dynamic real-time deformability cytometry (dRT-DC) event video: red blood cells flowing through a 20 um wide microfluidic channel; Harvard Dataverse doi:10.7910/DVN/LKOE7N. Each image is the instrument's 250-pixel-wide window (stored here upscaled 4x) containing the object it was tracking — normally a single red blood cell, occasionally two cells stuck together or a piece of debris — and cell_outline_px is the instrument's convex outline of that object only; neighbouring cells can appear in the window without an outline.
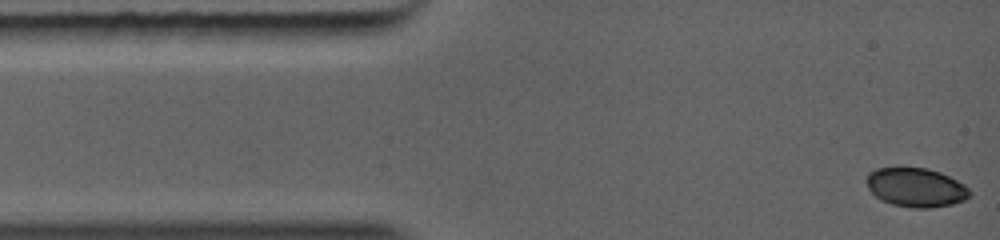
{"species": "common noctule bat (a hibernating species)", "species_latin": "Nyctalus noctula", "temperature_condition": "warm", "stored_images_in_passage": 26, "camera_frame_rate_fps": 5000, "um_per_image_px": 0.085, "animal": {"sex": "female", "body_mass_g": 19.0, "forearm_length_mm": 56.7}, "frame": {"image": 1, "passage_image": 1, "time_ms": 0.0, "image_size_px": [1000, 240], "cell_outline_px": [[972, 192], [964, 200], [952, 204], [928, 208], [912, 208], [892, 204], [880, 200], [868, 188], [864, 180], [868, 172], [876, 168], [928, 168], [940, 172], [964, 184]], "centroid_in_image_um": [77.82, 15.93], "position_along_channel_um": 7.2, "area_um2": 23.52}}
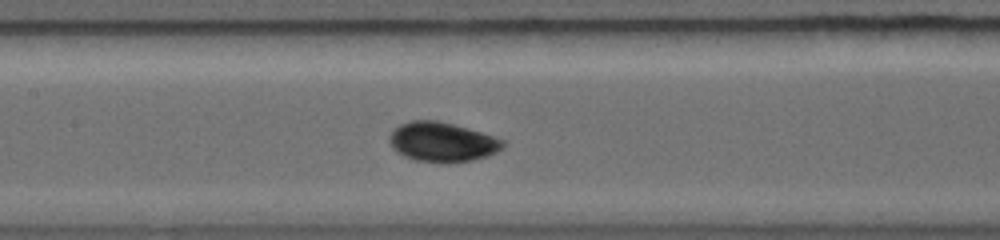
{"frame": {"image": 2, "passage_image": 14, "time_ms": 4.8, "image_size_px": [1000, 240], "cell_outline_px": [[504, 144], [496, 152], [488, 156], [472, 160], [416, 160], [404, 156], [396, 152], [392, 148], [388, 140], [388, 136], [400, 124], [412, 120], [436, 120], [468, 128], [504, 140]], "centroid_in_image_um": [37.54, 12.03], "position_along_channel_um": 169.9, "area_um2": 25.37}}
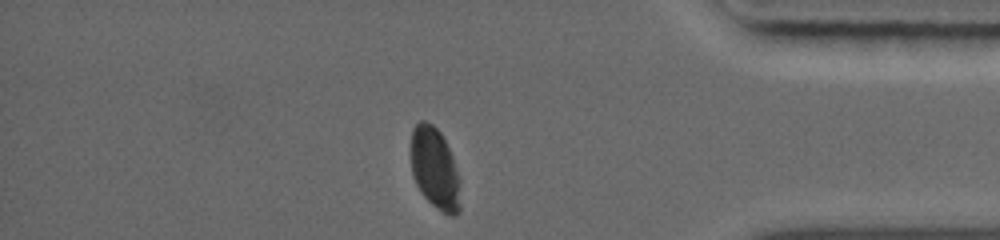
{"frame": {"image": 3, "passage_image": 26, "time_ms": 10.0, "image_size_px": [1000, 240], "cell_outline_px": [[460, 212], [456, 216], [452, 216], [444, 212], [432, 204], [420, 192], [412, 176], [408, 148], [412, 128], [420, 120], [424, 120], [432, 124], [440, 132], [452, 156], [456, 172], [460, 204]], "centroid_in_image_um": [36.88, 14.28], "position_along_channel_um": 398.3, "area_um2": 23.58}}